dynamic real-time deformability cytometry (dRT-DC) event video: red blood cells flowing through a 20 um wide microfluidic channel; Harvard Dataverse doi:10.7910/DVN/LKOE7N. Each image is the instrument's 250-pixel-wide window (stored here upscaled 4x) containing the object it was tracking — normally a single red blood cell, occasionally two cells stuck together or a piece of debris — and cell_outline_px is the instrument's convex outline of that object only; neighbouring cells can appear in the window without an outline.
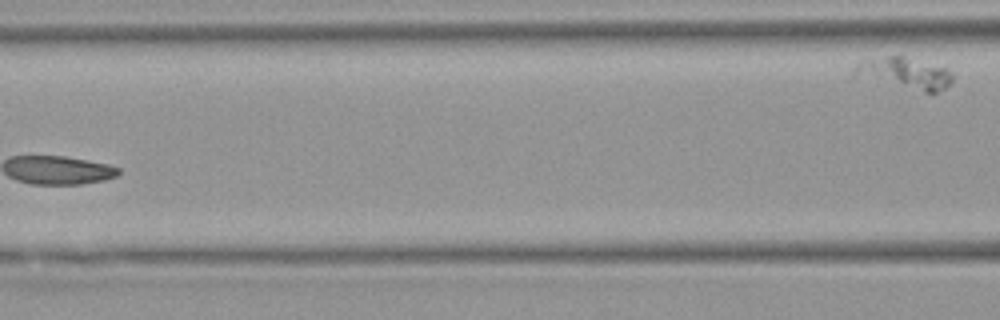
{"species": "Egyptian fruit bat (a non-hibernating species)", "species_latin": "Rousettus aegyptiacus", "temperature_condition": "warm", "stored_images_in_passage": 7, "segment_of_instrument_passage": [2, 2], "camera_frame_rate_fps": 3000, "um_per_image_px": 0.085, "animal": {"sex": "female"}, "frame": {"image": 1, "passage_image": 7, "time_ms": 7.333, "image_size_px": [1000, 320], "cell_outline_px": [[952, 80], [944, 88], [936, 92], [924, 92], [848, 80], [852, 68], [860, 60], [900, 52], [944, 68], [952, 72]], "centroid_in_image_um": [76.62, 6.21], "position_along_channel_um": 90.0, "area_um2": 20.11}}